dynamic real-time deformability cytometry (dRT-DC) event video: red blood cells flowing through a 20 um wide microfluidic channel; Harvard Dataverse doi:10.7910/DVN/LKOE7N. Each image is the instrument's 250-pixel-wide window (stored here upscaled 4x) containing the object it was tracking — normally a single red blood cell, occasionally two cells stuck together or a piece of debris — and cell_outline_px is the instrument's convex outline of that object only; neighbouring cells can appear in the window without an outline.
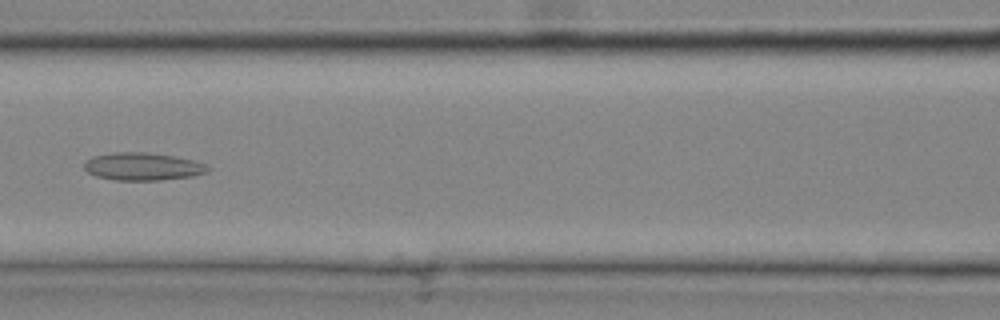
{"species": "common noctule bat (a hibernating species)", "species_latin": "Nyctalus noctula", "temperature_condition": "cold", "stored_images_in_passage": 34, "camera_frame_rate_fps": 3000, "um_per_image_px": 0.085, "animal": {"sex": "male", "body_mass_g": 20.4}, "frame": {"image": 1, "passage_image": 15, "time_ms": 4.667, "image_size_px": [1000, 320], "cell_outline_px": [[212, 168], [208, 172], [192, 176], [160, 180], [116, 180], [96, 176], [88, 172], [84, 168], [84, 164], [92, 156], [112, 152], [148, 152], [172, 156], [192, 160], [204, 164]], "centroid_in_image_um": [12.13, 14.15], "position_along_channel_um": 154.5, "area_um2": 19.88}}
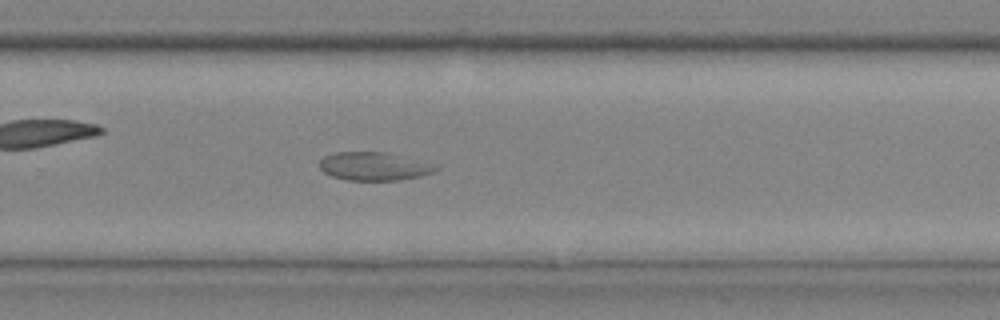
{"frame": {"image": 2, "passage_image": 23, "time_ms": 7.333, "image_size_px": [1000, 320], "cell_outline_px": [[440, 168], [436, 172], [420, 176], [400, 180], [348, 180], [332, 176], [324, 172], [320, 168], [320, 160], [324, 156], [332, 152], [388, 152]], "centroid_in_image_um": [31.72, 14.14], "position_along_channel_um": 298.1, "area_um2": 18.84}}
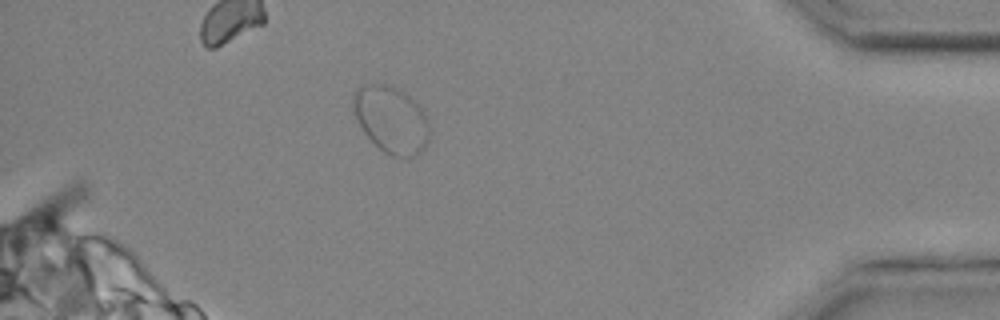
{"frame": {"image": 3, "passage_image": 31, "time_ms": 10.0, "image_size_px": [1000, 320], "cell_outline_px": [[428, 140], [424, 148], [416, 156], [392, 156], [384, 152], [364, 132], [352, 108], [352, 96], [356, 88], [364, 84], [392, 84], [400, 88], [424, 112], [428, 120]], "centroid_in_image_um": [33.23, 10.13], "position_along_channel_um": 402.0, "area_um2": 29.54}}